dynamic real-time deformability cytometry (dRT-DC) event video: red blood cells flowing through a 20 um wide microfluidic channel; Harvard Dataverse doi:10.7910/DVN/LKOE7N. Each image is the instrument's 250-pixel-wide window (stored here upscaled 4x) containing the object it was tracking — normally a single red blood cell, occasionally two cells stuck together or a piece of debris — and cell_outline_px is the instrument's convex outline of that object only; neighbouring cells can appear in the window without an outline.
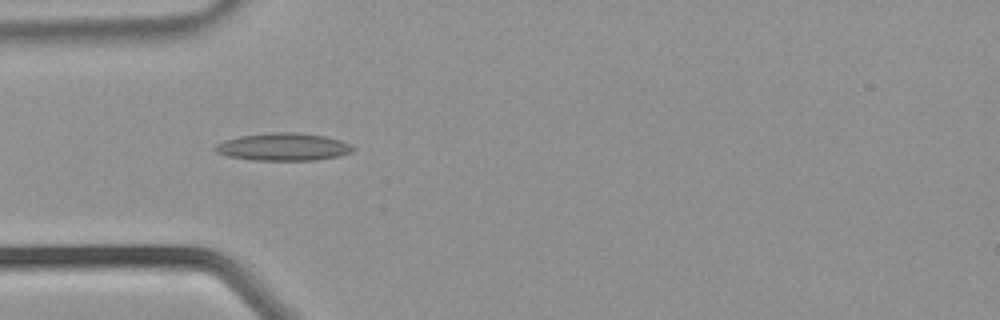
{"species": "common noctule bat (a hibernating species)", "species_latin": "Nyctalus noctula", "temperature_condition": "warm", "stored_images_in_passage": 18, "camera_frame_rate_fps": 3000, "um_per_image_px": 0.085, "animal": {"sex": "male", "body_mass_g": 21.5, "forearm_length_mm": 52.0}, "frame": {"image": 1, "passage_image": 1, "time_ms": 0.0, "image_size_px": [1000, 320], "cell_outline_px": [[356, 148], [352, 152], [340, 156], [316, 160], [252, 160], [228, 156], [216, 152], [212, 148], [216, 144], [224, 140], [240, 136], [272, 132], [296, 132], [324, 136], [340, 140]], "centroid_in_image_um": [24.07, 12.48], "position_along_channel_um": 60.9, "area_um2": 22.2}}